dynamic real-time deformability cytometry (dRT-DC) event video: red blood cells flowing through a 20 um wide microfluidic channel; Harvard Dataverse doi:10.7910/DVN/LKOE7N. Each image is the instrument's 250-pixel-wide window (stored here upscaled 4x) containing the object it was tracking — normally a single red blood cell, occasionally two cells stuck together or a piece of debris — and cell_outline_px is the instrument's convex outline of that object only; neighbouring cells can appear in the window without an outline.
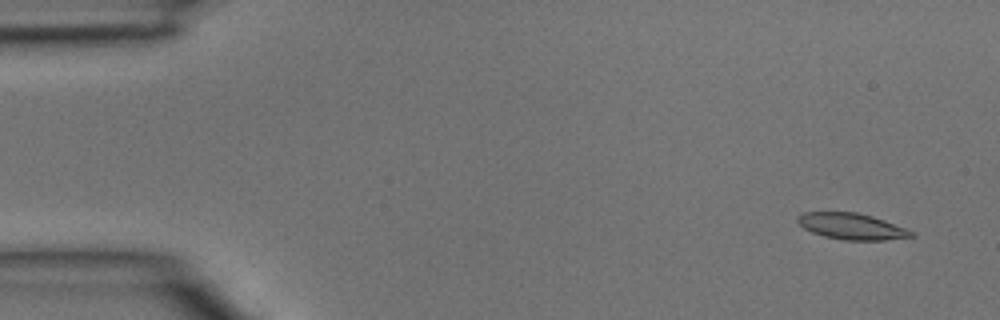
{"species": "common noctule bat (a hibernating species)", "species_latin": "Nyctalus noctula", "temperature_condition": "room temperature", "stored_images_in_passage": 4, "camera_frame_rate_fps": 3000, "um_per_image_px": 0.085, "animal": {"sex": "male", "body_mass_g": 15.6}, "frame": {"image": 1, "passage_image": 1, "time_ms": 0.0, "image_size_px": [1000, 320], "cell_outline_px": [[916, 236], [884, 240], [844, 240], [824, 236], [812, 232], [804, 228], [796, 220], [804, 212], [856, 212], [872, 216], [884, 220], [904, 228], [912, 232]], "centroid_in_image_um": [72.39, 19.24], "position_along_channel_um": 12.6, "area_um2": 17.11}}
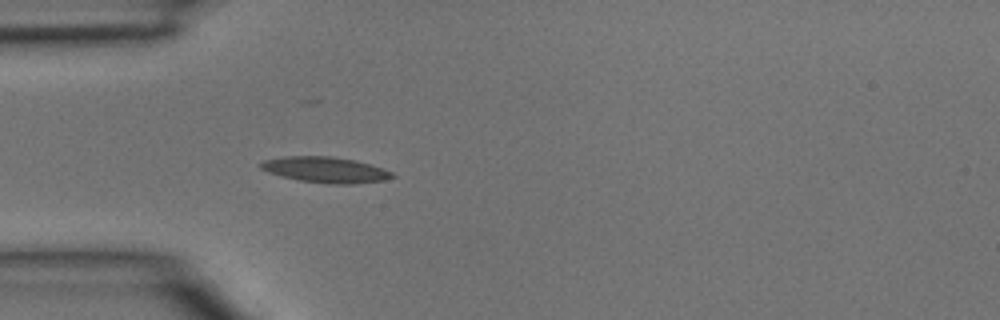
{"frame": {"image": 2, "passage_image": 4, "time_ms": 1.0, "image_size_px": [1000, 320], "cell_outline_px": [[396, 176], [384, 180], [352, 184], [328, 184], [300, 180], [268, 172], [260, 168], [260, 164], [264, 160], [284, 156], [332, 156], [356, 160], [384, 168], [392, 172]], "centroid_in_image_um": [27.7, 14.42], "position_along_channel_um": 57.3, "area_um2": 19.71}}